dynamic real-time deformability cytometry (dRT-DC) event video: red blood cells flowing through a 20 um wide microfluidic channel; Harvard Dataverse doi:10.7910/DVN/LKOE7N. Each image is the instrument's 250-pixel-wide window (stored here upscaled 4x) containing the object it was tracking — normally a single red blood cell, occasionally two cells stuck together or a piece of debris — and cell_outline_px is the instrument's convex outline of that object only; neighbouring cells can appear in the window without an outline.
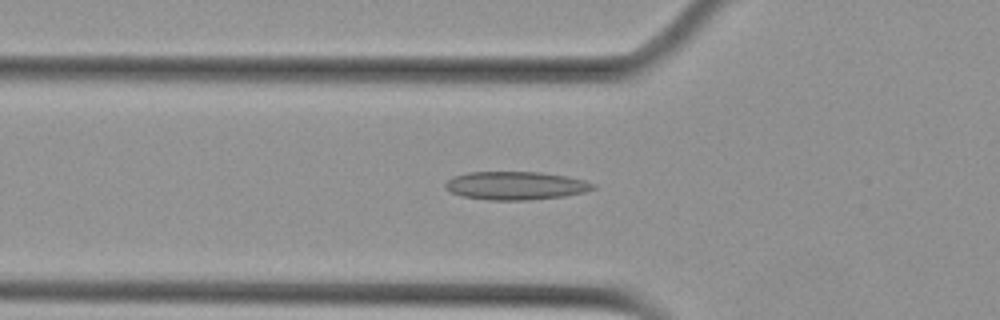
{"species": "Egyptian fruit bat (a non-hibernating species)", "species_latin": "Rousettus aegyptiacus", "temperature_condition": "cold", "stored_images_in_passage": 43, "camera_frame_rate_fps": 3000, "um_per_image_px": 0.085, "animal": {"sex": "female"}, "frame": {"image": 1, "passage_image": 7, "time_ms": 2.0, "image_size_px": [1000, 320], "cell_outline_px": [[596, 188], [584, 192], [564, 196], [528, 200], [488, 200], [460, 196], [444, 188], [444, 184], [452, 176], [468, 172], [540, 172], [568, 176], [584, 180], [596, 184]], "centroid_in_image_um": [43.82, 15.78], "position_along_channel_um": 82.0, "area_um2": 24.51}}
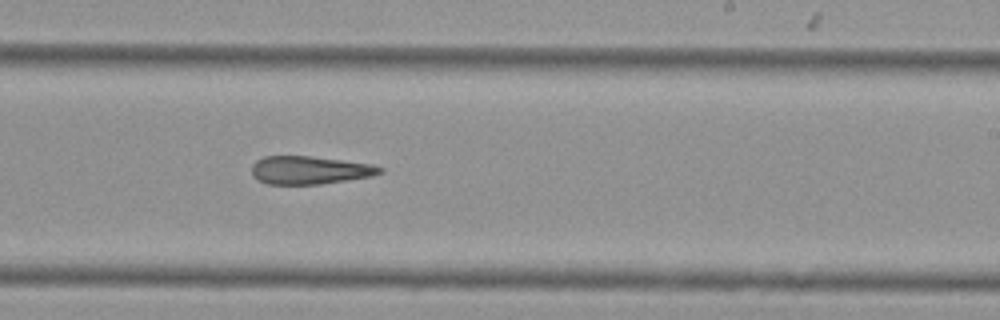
{"frame": {"image": 2, "passage_image": 22, "time_ms": 7.0, "image_size_px": [1000, 320], "cell_outline_px": [[384, 172], [372, 176], [320, 184], [268, 184], [252, 176], [252, 164], [256, 160], [264, 156], [308, 156], [372, 164], [384, 168]], "centroid_in_image_um": [26.32, 14.46], "position_along_channel_um": 262.7, "area_um2": 20.87}}
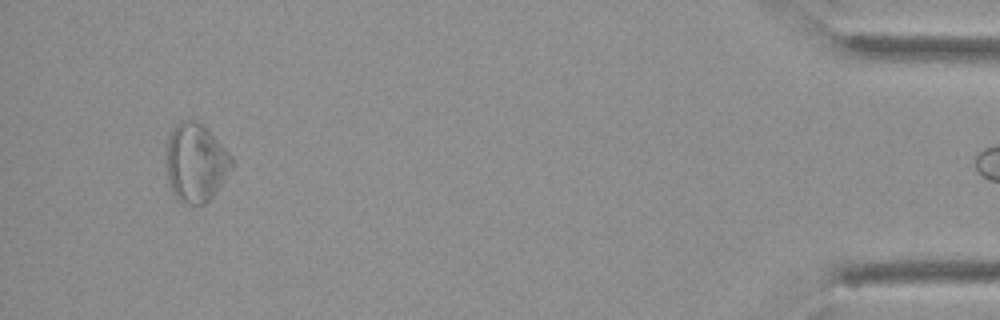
{"frame": {"image": 3, "passage_image": 41, "time_ms": 13.333, "image_size_px": [1000, 320], "cell_outline_px": [[236, 164], [216, 192], [204, 204], [184, 204], [172, 192], [168, 180], [168, 136], [172, 128], [180, 120], [192, 120], [200, 124], [236, 160]], "centroid_in_image_um": [16.67, 13.85], "position_along_channel_um": 418.5, "area_um2": 29.54}}